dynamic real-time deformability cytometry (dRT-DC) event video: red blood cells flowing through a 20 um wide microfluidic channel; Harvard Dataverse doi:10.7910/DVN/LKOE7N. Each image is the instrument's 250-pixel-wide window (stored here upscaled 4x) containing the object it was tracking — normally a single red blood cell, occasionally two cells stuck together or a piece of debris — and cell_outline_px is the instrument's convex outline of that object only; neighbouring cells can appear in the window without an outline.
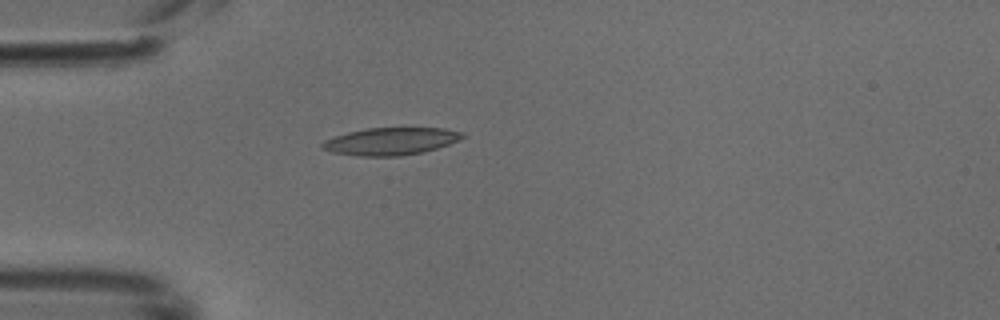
{"species": "common noctule bat (a hibernating species)", "species_latin": "Nyctalus noctula", "temperature_condition": "cold", "stored_images_in_passage": 36, "camera_frame_rate_fps": 3000, "um_per_image_px": 0.085, "animal": {"sex": "male", "body_mass_g": 18.8}, "frame": {"image": 1, "passage_image": 1, "time_ms": 0.0, "image_size_px": [1000, 320], "cell_outline_px": [[464, 136], [460, 140], [424, 152], [400, 156], [360, 156], [332, 152], [320, 148], [320, 144], [324, 140], [348, 132], [368, 128], [444, 128], [464, 132]], "centroid_in_image_um": [33.21, 12.01], "position_along_channel_um": 51.8, "area_um2": 22.37}}
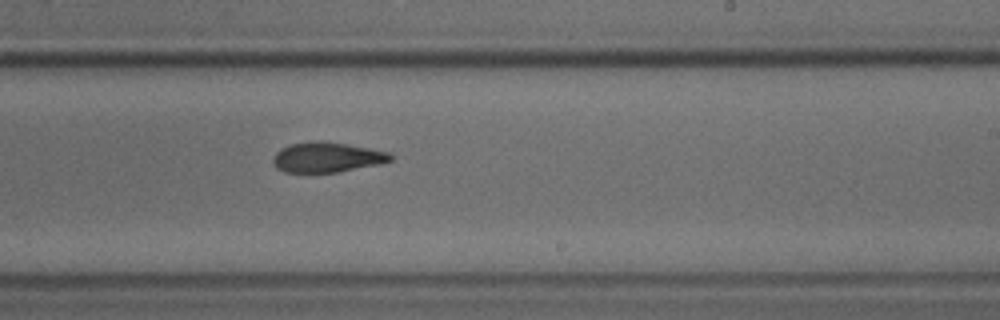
{"frame": {"image": 2, "passage_image": 17, "time_ms": 5.333, "image_size_px": [1000, 320], "cell_outline_px": [[392, 160], [380, 164], [336, 172], [284, 172], [276, 168], [272, 164], [272, 156], [280, 148], [292, 144], [312, 140], [320, 140], [392, 152]], "centroid_in_image_um": [27.76, 13.36], "position_along_channel_um": 261.2, "area_um2": 20.69}}
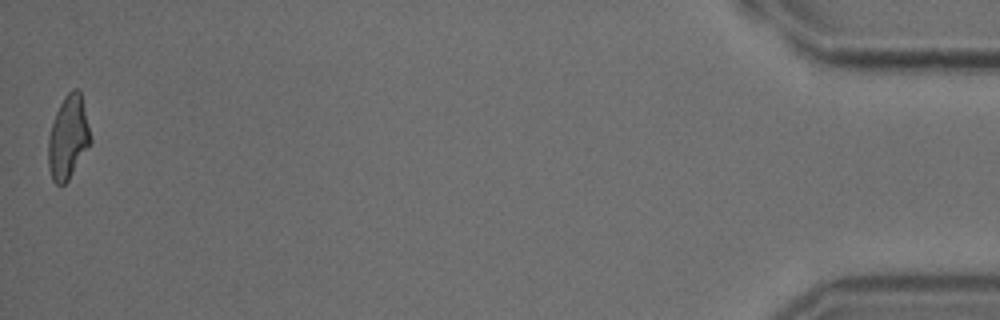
{"frame": {"image": 3, "passage_image": 36, "time_ms": 11.667, "image_size_px": [1000, 320], "cell_outline_px": [[92, 140], [68, 180], [64, 184], [56, 184], [52, 180], [48, 168], [48, 140], [52, 124], [56, 112], [64, 96], [72, 88], [76, 88], [80, 92]], "centroid_in_image_um": [5.77, 11.68], "position_along_channel_um": 429.4, "area_um2": 20.17}}